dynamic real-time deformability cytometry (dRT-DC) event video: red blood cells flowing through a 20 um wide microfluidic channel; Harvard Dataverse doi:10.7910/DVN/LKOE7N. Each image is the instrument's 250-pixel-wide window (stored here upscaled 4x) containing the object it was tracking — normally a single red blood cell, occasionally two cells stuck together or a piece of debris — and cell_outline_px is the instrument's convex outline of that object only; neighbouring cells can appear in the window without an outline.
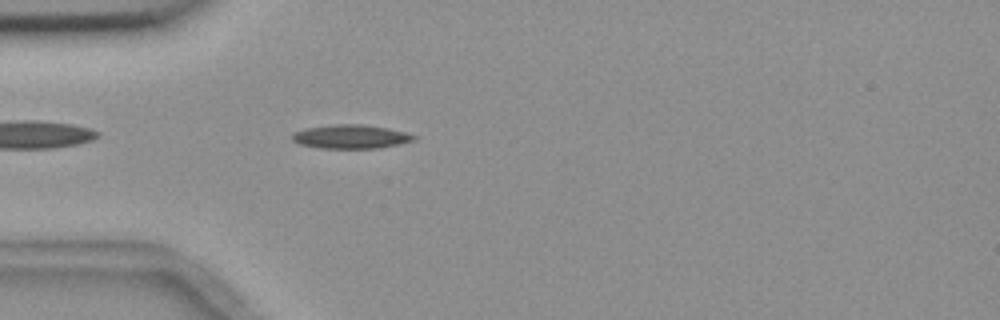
{"species": "common noctule bat (a hibernating species)", "species_latin": "Nyctalus noctula", "temperature_condition": "room temperature", "stored_images_in_passage": 5, "camera_frame_rate_fps": 3000, "um_per_image_px": 0.085, "animal": {"sex": "female", "body_mass_g": 18.4}, "frame": {"image": 1, "passage_image": 5, "time_ms": 4.667, "image_size_px": [1000, 320], "cell_outline_px": [[416, 140], [400, 144], [380, 148], [320, 148], [300, 144], [292, 140], [292, 132], [308, 128], [336, 124], [360, 124], [384, 128], [404, 132], [416, 136]], "centroid_in_image_um": [29.81, 11.62], "position_along_channel_um": 55.2, "area_um2": 16.7}}